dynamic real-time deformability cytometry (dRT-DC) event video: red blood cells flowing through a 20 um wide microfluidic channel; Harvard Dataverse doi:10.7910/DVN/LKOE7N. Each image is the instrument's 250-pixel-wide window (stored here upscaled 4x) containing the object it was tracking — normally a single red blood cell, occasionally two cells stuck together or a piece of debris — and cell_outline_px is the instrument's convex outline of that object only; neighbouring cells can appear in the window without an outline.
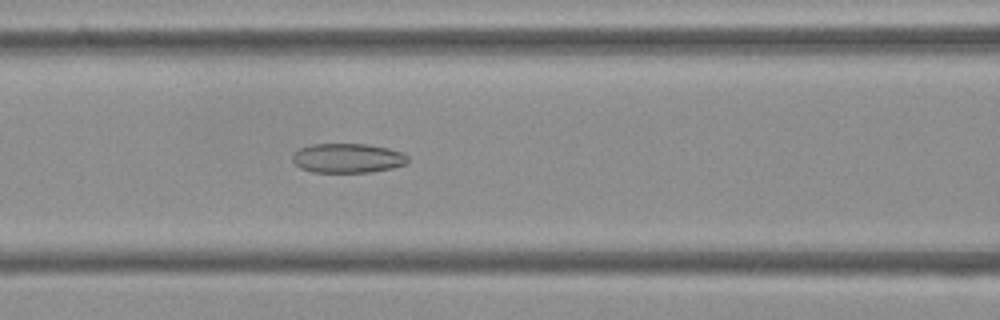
{"species": "Egyptian fruit bat (a non-hibernating species)", "species_latin": "Rousettus aegyptiacus", "temperature_condition": "cold", "stored_images_in_passage": 53, "camera_frame_rate_fps": 3000, "um_per_image_px": 0.085, "frame": {"image": 1, "passage_image": 22, "time_ms": 7.0, "image_size_px": [1000, 320], "cell_outline_px": [[408, 160], [404, 164], [392, 168], [372, 172], [312, 172], [300, 168], [292, 160], [292, 156], [300, 148], [312, 144], [368, 144], [388, 148], [404, 152], [408, 156]], "centroid_in_image_um": [29.57, 13.44], "position_along_channel_um": 137.0, "area_um2": 19.83}}
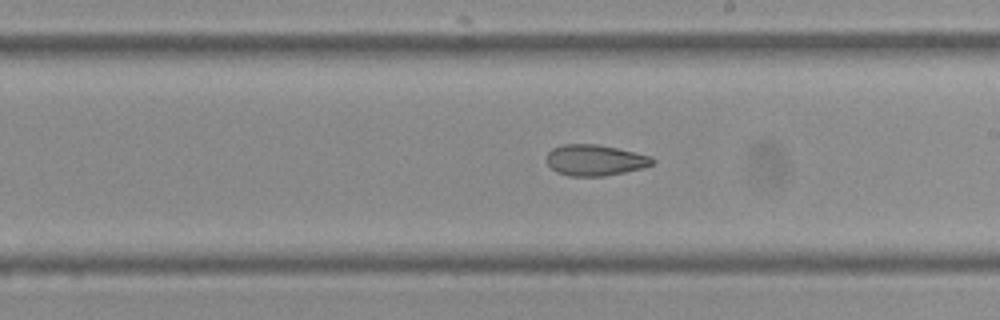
{"frame": {"image": 2, "passage_image": 30, "time_ms": 9.667, "image_size_px": [1000, 320], "cell_outline_px": [[656, 160], [652, 164], [644, 168], [604, 176], [568, 176], [556, 172], [548, 164], [548, 152], [552, 148], [560, 144], [596, 144], [616, 148], [652, 156]], "centroid_in_image_um": [50.58, 13.61], "position_along_channel_um": 238.4, "area_um2": 19.13}}
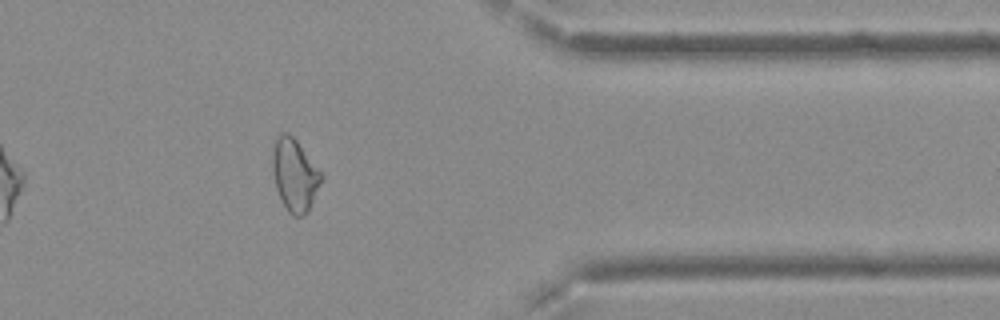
{"frame": {"image": 3, "passage_image": 43, "time_ms": 14.0, "image_size_px": [1000, 320], "cell_outline_px": [[324, 176], [308, 212], [304, 216], [292, 216], [288, 212], [276, 188], [272, 168], [272, 156], [276, 136], [280, 132], [288, 132], [296, 140]], "centroid_in_image_um": [25.05, 14.87], "position_along_channel_um": 386.4, "area_um2": 20.46}, "authors_computed_cell_mechanics": {"area_um2": 21.675, "velocity_mm_per_s": 3.8049, "shape_relaxation_time_tau1_ms": null, "shape_relaxation_time_tau2_ms": 3.6585, "deformation_change_tau1": null, "deformation_change_tau2": 0.1116}}